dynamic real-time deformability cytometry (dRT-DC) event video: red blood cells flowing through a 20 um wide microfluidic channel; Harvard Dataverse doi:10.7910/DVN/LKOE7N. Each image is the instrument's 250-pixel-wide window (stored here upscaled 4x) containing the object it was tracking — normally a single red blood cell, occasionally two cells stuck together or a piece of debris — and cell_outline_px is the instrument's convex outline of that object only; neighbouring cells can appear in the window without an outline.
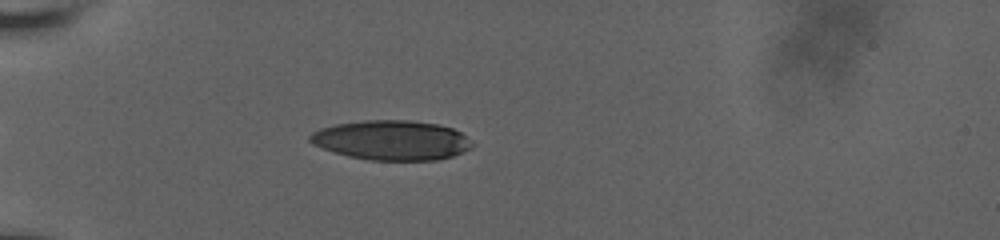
{"species": "human", "species_latin": "Homo sapiens", "temperature_condition": "room temperature", "stored_images_in_passage": 4, "camera_frame_rate_fps": 3000, "um_per_image_px": 0.085, "donor": {"sex": "male"}, "frame": {"image": 1, "passage_image": 2, "time_ms": 1.0, "image_size_px": [1000, 240], "cell_outline_px": [[472, 144], [468, 148], [452, 156], [436, 160], [368, 160], [348, 156], [312, 144], [308, 140], [308, 136], [312, 132], [320, 128], [336, 124], [364, 120], [408, 120], [440, 124], [452, 128], [460, 132]], "centroid_in_image_um": [33.24, 11.91], "position_along_channel_um": 51.8, "area_um2": 37.22}}
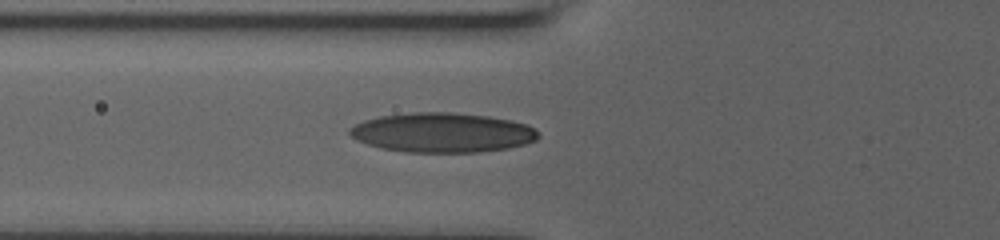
{"frame": {"image": 2, "passage_image": 4, "time_ms": 2.667, "image_size_px": [1000, 240], "cell_outline_px": [[540, 136], [536, 140], [524, 144], [508, 148], [480, 152], [404, 152], [380, 148], [356, 140], [348, 132], [348, 128], [364, 120], [380, 116], [416, 112], [448, 112], [488, 116], [508, 120], [524, 124], [540, 132]], "centroid_in_image_um": [37.57, 11.28], "position_along_channel_um": 88.2, "area_um2": 43.41}}